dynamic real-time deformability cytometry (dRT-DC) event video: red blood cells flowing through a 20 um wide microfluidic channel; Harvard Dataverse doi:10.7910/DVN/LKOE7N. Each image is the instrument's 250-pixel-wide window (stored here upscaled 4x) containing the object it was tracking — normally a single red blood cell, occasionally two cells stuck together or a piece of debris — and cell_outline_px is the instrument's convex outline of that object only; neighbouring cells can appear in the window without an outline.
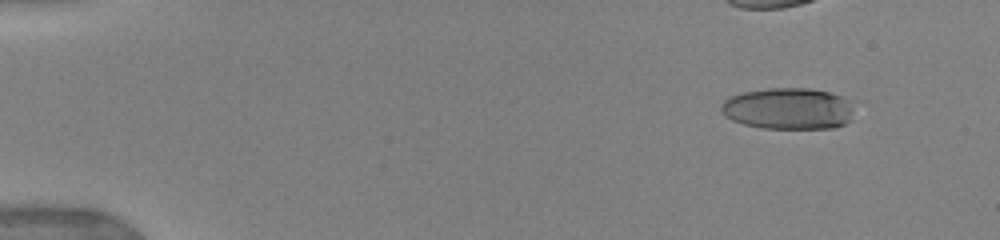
{"species": "human", "species_latin": "Homo sapiens", "temperature_condition": "warm", "stored_images_in_passage": 56, "camera_frame_rate_fps": 3000, "um_per_image_px": 0.085, "donor": {"sex": "female"}, "frame": {"image": 1, "passage_image": 1, "time_ms": 0.0, "image_size_px": [1000, 240], "cell_outline_px": [[860, 100], [852, 120], [844, 124], [832, 128], [764, 128], [744, 124], [732, 120], [724, 116], [720, 112], [720, 104], [724, 100], [732, 96], [744, 92], [768, 88], [808, 88], [828, 92]], "centroid_in_image_um": [67.14, 9.22], "position_along_channel_um": 17.9, "area_um2": 33.12}}